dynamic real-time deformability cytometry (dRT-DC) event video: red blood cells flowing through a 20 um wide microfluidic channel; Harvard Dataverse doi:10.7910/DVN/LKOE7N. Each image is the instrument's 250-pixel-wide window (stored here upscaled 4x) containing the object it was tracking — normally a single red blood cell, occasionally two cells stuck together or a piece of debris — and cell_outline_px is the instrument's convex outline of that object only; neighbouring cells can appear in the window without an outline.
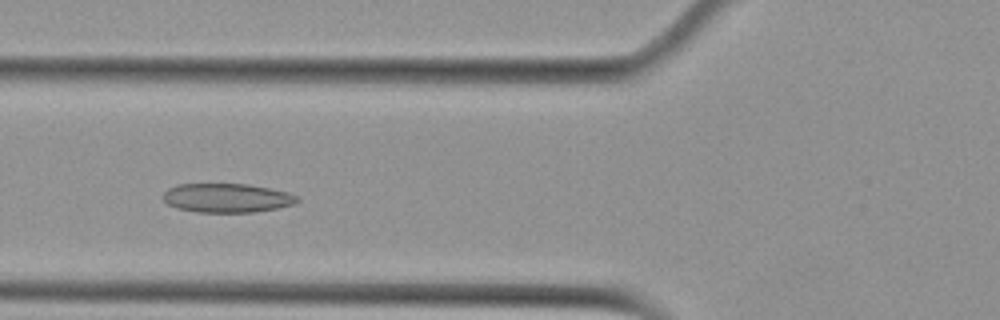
{"species": "Egyptian fruit bat (a non-hibernating species)", "species_latin": "Rousettus aegyptiacus", "temperature_condition": "cold", "stored_images_in_passage": 41, "camera_frame_rate_fps": 3000, "um_per_image_px": 0.085, "animal": {"sex": "female"}, "frame": {"image": 1, "passage_image": 8, "time_ms": 2.333, "image_size_px": [1000, 320], "cell_outline_px": [[300, 200], [296, 204], [276, 208], [252, 212], [196, 212], [176, 208], [168, 204], [164, 200], [164, 192], [168, 188], [176, 184], [248, 184], [288, 192], [300, 196]], "centroid_in_image_um": [19.31, 16.82], "position_along_channel_um": 106.5, "area_um2": 22.77}}
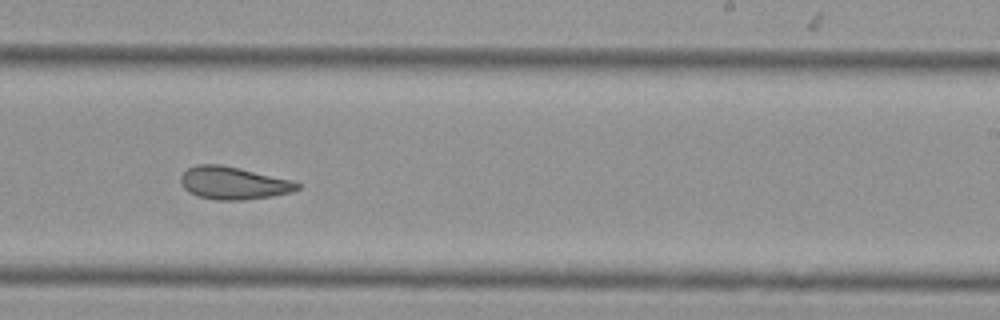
{"frame": {"image": 2, "passage_image": 21, "time_ms": 6.667, "image_size_px": [1000, 320], "cell_outline_px": [[300, 188], [292, 192], [244, 200], [216, 200], [200, 196], [188, 192], [184, 188], [180, 180], [180, 176], [188, 168], [196, 164], [220, 164], [292, 180], [300, 184]], "centroid_in_image_um": [19.82, 15.55], "position_along_channel_um": 269.2, "area_um2": 21.96}}
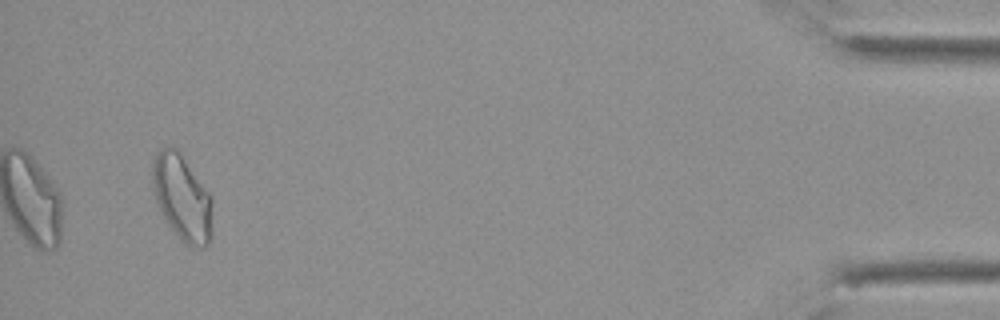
{"frame": {"image": 3, "passage_image": 39, "time_ms": 12.667, "image_size_px": [1000, 320], "cell_outline_px": [[212, 236], [208, 244], [200, 248], [192, 248], [184, 244], [168, 224], [156, 204], [152, 184], [152, 160], [156, 152], [160, 148], [168, 144], [176, 148], [180, 152], [212, 196]], "centroid_in_image_um": [15.47, 16.79], "position_along_channel_um": 419.7, "area_um2": 30.63}, "authors_computed_cell_mechanics": {"area_um2": 23.4668, "velocity_mm_per_s": 3.7656, "shape_relaxation_time_tau1_ms": null, "shape_relaxation_time_tau2_ms": 4.0059, "deformation_change_tau1": null, "deformation_change_tau2": 0.1089}}